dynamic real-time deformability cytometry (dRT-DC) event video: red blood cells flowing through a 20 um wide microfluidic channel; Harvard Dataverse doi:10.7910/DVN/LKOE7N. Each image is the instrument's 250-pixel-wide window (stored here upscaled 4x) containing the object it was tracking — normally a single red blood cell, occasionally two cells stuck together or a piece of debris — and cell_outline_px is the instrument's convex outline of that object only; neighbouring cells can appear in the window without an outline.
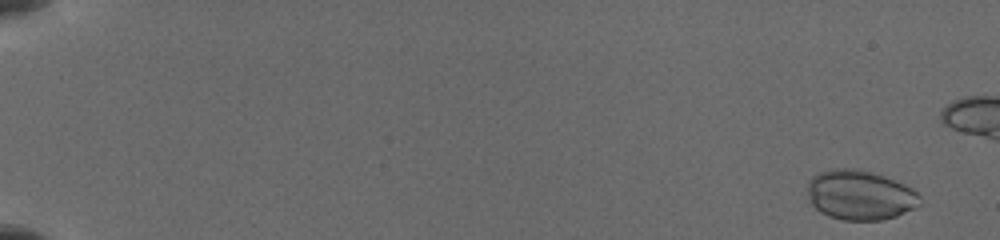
{"species": "common noctule bat (a hibernating species)", "species_latin": "Nyctalus noctula", "temperature_condition": "cold", "stored_images_in_passage": 15, "camera_frame_rate_fps": 3000, "um_per_image_px": 0.085, "animal": {"sex": "female", "body_mass_g": 19.5, "forearm_length_mm": 54.1}, "frame": {"image": 1, "passage_image": 3, "time_ms": 0.667, "image_size_px": [1000, 240], "cell_outline_px": [[920, 204], [916, 208], [896, 216], [880, 220], [844, 220], [828, 216], [820, 212], [808, 200], [808, 180], [812, 176], [820, 172], [836, 168], [844, 168], [868, 172], [884, 176], [904, 184], [912, 188], [920, 196]], "centroid_in_image_um": [73.09, 16.6], "position_along_channel_um": 11.9, "area_um2": 32.43}}